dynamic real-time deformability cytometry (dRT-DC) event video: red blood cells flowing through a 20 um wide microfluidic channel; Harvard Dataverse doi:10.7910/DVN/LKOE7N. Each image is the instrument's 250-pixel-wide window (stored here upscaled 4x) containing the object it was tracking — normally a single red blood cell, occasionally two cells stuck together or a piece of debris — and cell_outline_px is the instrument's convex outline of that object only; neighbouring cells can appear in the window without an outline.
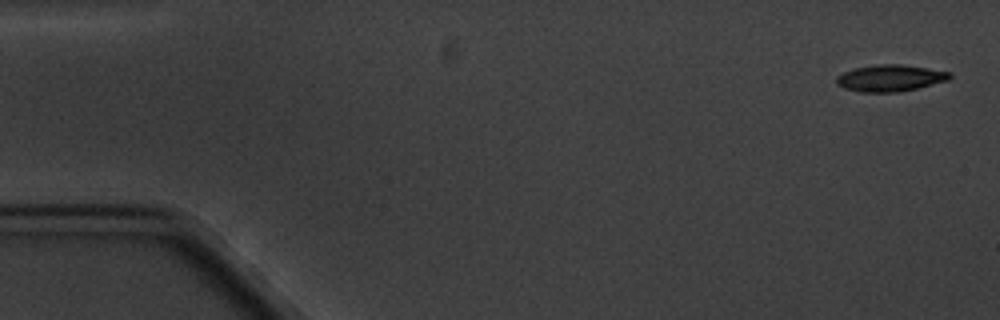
{"species": "common noctule bat (a hibernating species)", "species_latin": "Nyctalus noctula", "temperature_condition": "cold", "stored_images_in_passage": 4, "camera_frame_rate_fps": 3000, "um_per_image_px": 0.085, "animal": {"sex": "male", "body_mass_g": 20.1, "forearm_length_mm": 53.5}, "frame": {"image": 1, "passage_image": 1, "time_ms": 0.0, "image_size_px": [1000, 320], "cell_outline_px": [[952, 76], [948, 80], [916, 88], [896, 92], [860, 92], [844, 88], [836, 84], [836, 76], [852, 68], [876, 64], [900, 64], [928, 68], [952, 72]], "centroid_in_image_um": [75.64, 6.62], "position_along_channel_um": 9.4, "area_um2": 17.63}}